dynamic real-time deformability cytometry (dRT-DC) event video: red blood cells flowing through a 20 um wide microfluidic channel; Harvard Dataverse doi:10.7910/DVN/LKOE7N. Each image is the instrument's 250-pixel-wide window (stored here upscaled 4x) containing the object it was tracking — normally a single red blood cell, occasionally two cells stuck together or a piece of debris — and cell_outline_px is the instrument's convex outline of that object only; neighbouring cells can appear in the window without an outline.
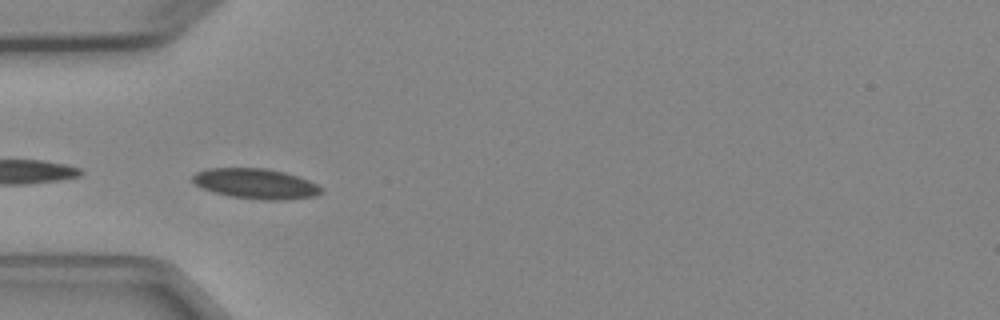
{"species": "Egyptian fruit bat (a non-hibernating species)", "species_latin": "Rousettus aegyptiacus", "temperature_condition": "cold", "stored_images_in_passage": 5, "camera_frame_rate_fps": 3000, "um_per_image_px": 0.085, "animal": {"sex": "female"}, "frame": {"image": 1, "passage_image": 5, "time_ms": 4.667, "image_size_px": [1000, 320], "cell_outline_px": [[324, 192], [316, 196], [284, 200], [264, 200], [232, 196], [216, 192], [204, 188], [196, 184], [192, 180], [192, 176], [196, 172], [208, 168], [264, 168], [284, 172], [308, 180], [324, 188]], "centroid_in_image_um": [21.79, 15.61], "position_along_channel_um": 63.2, "area_um2": 22.48}}